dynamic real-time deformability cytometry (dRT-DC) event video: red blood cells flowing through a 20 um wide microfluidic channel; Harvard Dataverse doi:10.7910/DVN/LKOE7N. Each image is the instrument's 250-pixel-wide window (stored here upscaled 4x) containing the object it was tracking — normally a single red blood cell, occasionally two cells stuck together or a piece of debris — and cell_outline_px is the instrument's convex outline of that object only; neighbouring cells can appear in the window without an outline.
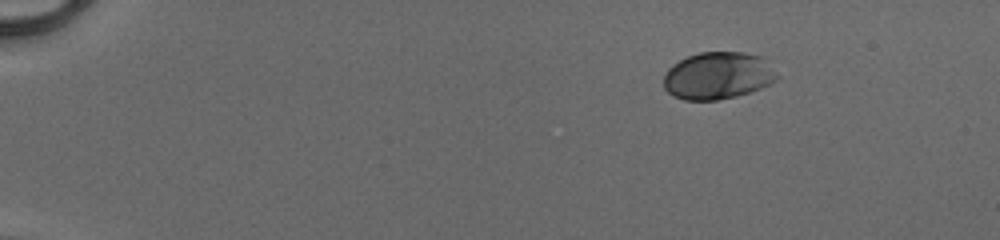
{"species": "human", "species_latin": "Homo sapiens", "temperature_condition": "cold", "stored_images_in_passage": 45, "camera_frame_rate_fps": 3000, "um_per_image_px": 0.085, "donor": {"sex": "male"}, "frame": {"image": 1, "passage_image": 1, "time_ms": 0.0, "image_size_px": [1000, 240], "cell_outline_px": [[780, 76], [776, 80], [752, 92], [736, 96], [716, 100], [684, 100], [672, 96], [664, 88], [664, 76], [668, 68], [672, 64], [688, 56], [700, 52], [744, 52], [760, 56]], "centroid_in_image_um": [61.0, 6.44], "position_along_channel_um": 24.0, "area_um2": 31.21}}
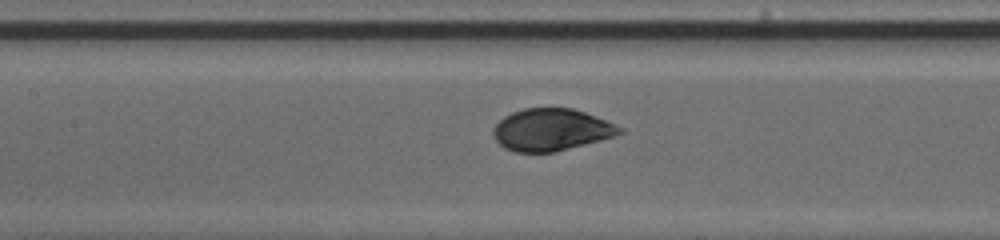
{"frame": {"image": 2, "passage_image": 20, "time_ms": 6.333, "image_size_px": [1000, 240], "cell_outline_px": [[624, 132], [616, 136], [552, 152], [516, 152], [504, 148], [492, 136], [492, 128], [504, 116], [512, 112], [524, 108], [572, 108], [596, 116], [624, 128]], "centroid_in_image_um": [46.84, 11.02], "position_along_channel_um": 160.6, "area_um2": 30.92}}
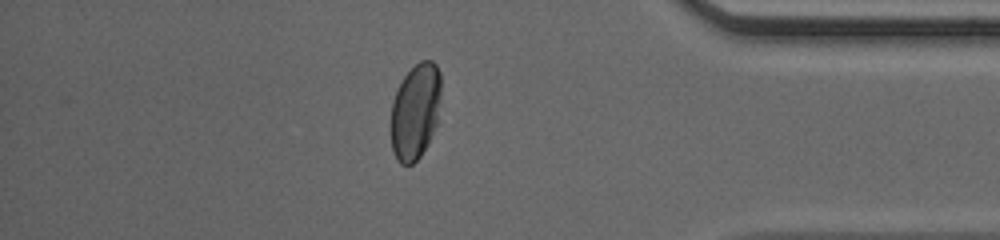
{"frame": {"image": 3, "passage_image": 39, "time_ms": 12.667, "image_size_px": [1000, 240], "cell_outline_px": [[440, 120], [428, 144], [420, 156], [412, 164], [400, 164], [396, 160], [392, 148], [392, 100], [404, 76], [420, 60], [432, 60], [436, 64], [440, 72]], "centroid_in_image_um": [35.34, 9.48], "position_along_channel_um": 399.9, "area_um2": 28.26}, "authors_computed_cell_mechanics": {"area_um2": 31.1542, "velocity_mm_per_s": 4.1066, "shape_relaxation_time_tau1_ms": 3.4561, "shape_relaxation_time_tau2_ms": null, "deformation_change_tau1": 0.1447, "deformation_change_tau2": null}}